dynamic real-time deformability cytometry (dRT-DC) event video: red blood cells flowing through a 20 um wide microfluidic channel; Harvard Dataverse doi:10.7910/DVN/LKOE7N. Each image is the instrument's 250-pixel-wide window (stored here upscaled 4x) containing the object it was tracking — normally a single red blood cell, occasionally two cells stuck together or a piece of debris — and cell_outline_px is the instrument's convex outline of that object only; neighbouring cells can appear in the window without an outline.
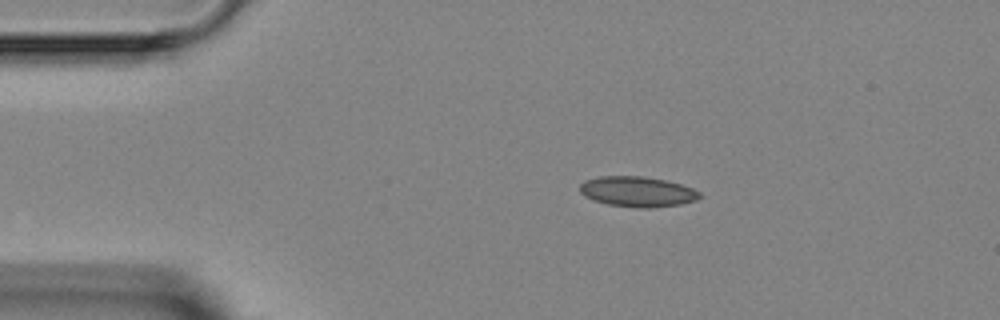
{"species": "Egyptian fruit bat (a non-hibernating species)", "species_latin": "Rousettus aegyptiacus", "temperature_condition": "room temperature", "stored_images_in_passage": 2, "camera_frame_rate_fps": 3000, "um_per_image_px": 0.085, "animal": {"sex": "female"}, "frame": {"image": 1, "passage_image": 1, "time_ms": 0.0, "image_size_px": [1000, 320], "cell_outline_px": [[704, 196], [696, 200], [680, 204], [652, 208], [640, 208], [608, 204], [592, 200], [584, 196], [580, 192], [580, 184], [584, 180], [600, 176], [644, 176], [664, 180], [680, 184], [692, 188], [700, 192]], "centroid_in_image_um": [54.18, 16.29], "position_along_channel_um": 30.8, "area_um2": 21.27}}